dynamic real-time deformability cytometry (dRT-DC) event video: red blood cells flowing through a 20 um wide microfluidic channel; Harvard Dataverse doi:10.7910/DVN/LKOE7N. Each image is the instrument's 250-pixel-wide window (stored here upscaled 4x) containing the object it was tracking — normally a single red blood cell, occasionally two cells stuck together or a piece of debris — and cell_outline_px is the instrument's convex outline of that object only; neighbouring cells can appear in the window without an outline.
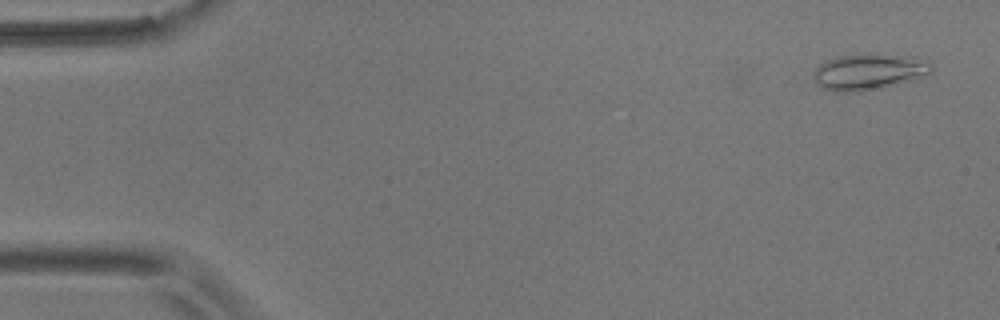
{"species": "common noctule bat (a hibernating species)", "species_latin": "Nyctalus noctula", "temperature_condition": "room temperature", "stored_images_in_passage": 55, "camera_frame_rate_fps": 3000, "um_per_image_px": 0.085, "animal": {"sex": "male", "body_mass_g": 17.9}, "frame": {"image": 1, "passage_image": 3, "time_ms": 0.667, "image_size_px": [1000, 320], "cell_outline_px": [[932, 72], [916, 80], [880, 88], [848, 92], [832, 92], [816, 84], [812, 76], [812, 72], [820, 64], [828, 60], [840, 56], [860, 52], [868, 52], [916, 56], [928, 60], [932, 64]], "centroid_in_image_um": [73.89, 6.07], "position_along_channel_um": 11.1, "area_um2": 25.66}}
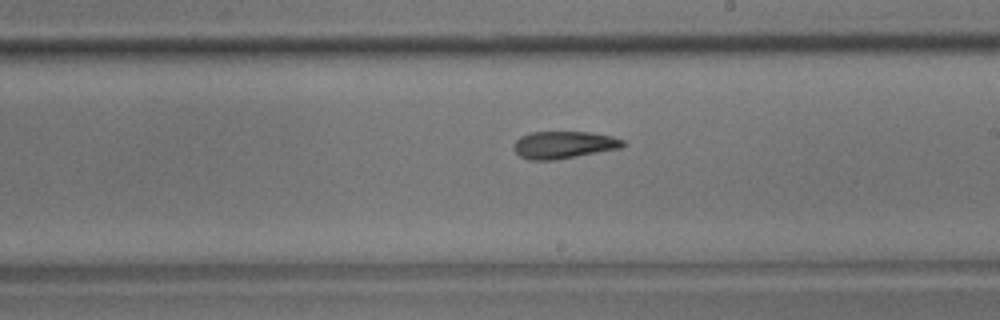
{"frame": {"image": 2, "passage_image": 32, "time_ms": 10.333, "image_size_px": [1000, 320], "cell_outline_px": [[628, 144], [620, 148], [576, 156], [552, 160], [528, 160], [520, 156], [512, 148], [512, 144], [520, 136], [532, 132], [588, 132], [612, 136], [624, 140]], "centroid_in_image_um": [47.9, 12.31], "position_along_channel_um": 241.1, "area_um2": 17.4}}
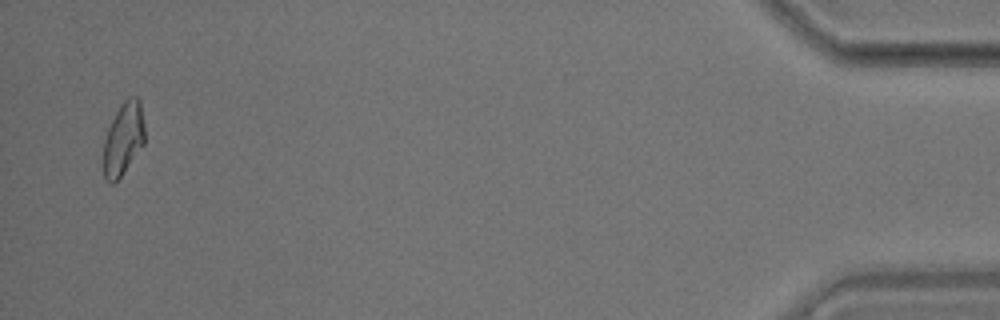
{"frame": {"image": 3, "passage_image": 54, "time_ms": 17.667, "image_size_px": [1000, 320], "cell_outline_px": [[144, 144], [120, 176], [112, 184], [104, 176], [104, 140], [108, 128], [120, 104], [128, 96], [136, 96], [140, 100], [144, 124]], "centroid_in_image_um": [10.5, 11.74], "position_along_channel_um": 424.7, "area_um2": 17.22}, "authors_computed_cell_mechanics": {"area_um2": 17.9758, "velocity_mm_per_s": 3.6517, "shape_relaxation_time_tau1_ms": 9.2393, "shape_relaxation_time_tau2_ms": 7.8427, "deformation_change_tau1": 0.2063, "deformation_change_tau2": 0.1533}}